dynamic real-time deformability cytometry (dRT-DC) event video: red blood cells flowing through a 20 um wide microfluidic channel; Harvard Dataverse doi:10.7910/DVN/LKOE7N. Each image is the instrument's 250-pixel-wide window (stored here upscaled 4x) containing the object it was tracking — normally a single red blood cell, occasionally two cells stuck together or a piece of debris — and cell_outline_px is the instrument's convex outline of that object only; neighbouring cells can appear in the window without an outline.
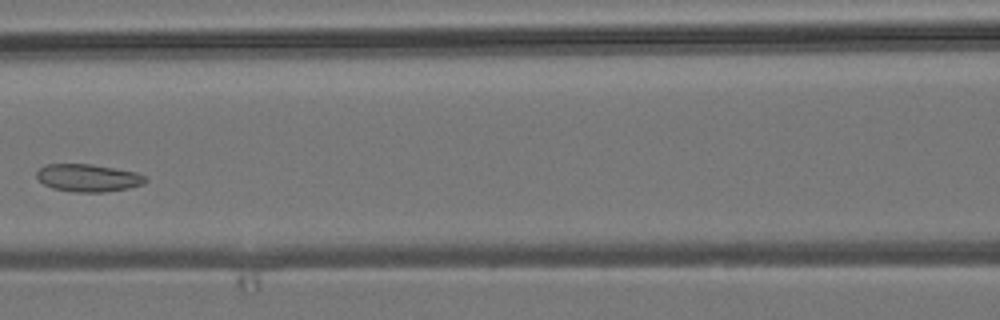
{"species": "common noctule bat (a hibernating species)", "species_latin": "Nyctalus noctula", "temperature_condition": "room temperature", "stored_images_in_passage": 7, "camera_frame_rate_fps": 3000, "um_per_image_px": 0.085, "animal": {"sex": "male", "body_mass_g": 19.2, "forearm_length_mm": 51.8}, "frame": {"image": 1, "passage_image": 6, "time_ms": 6.0, "image_size_px": [1000, 320], "cell_outline_px": [[148, 180], [144, 184], [128, 188], [104, 192], [76, 192], [52, 188], [44, 184], [36, 176], [36, 172], [40, 168], [48, 164], [92, 164], [136, 172], [144, 176]], "centroid_in_image_um": [7.5, 15.12], "position_along_channel_um": 159.1, "area_um2": 17.4}}
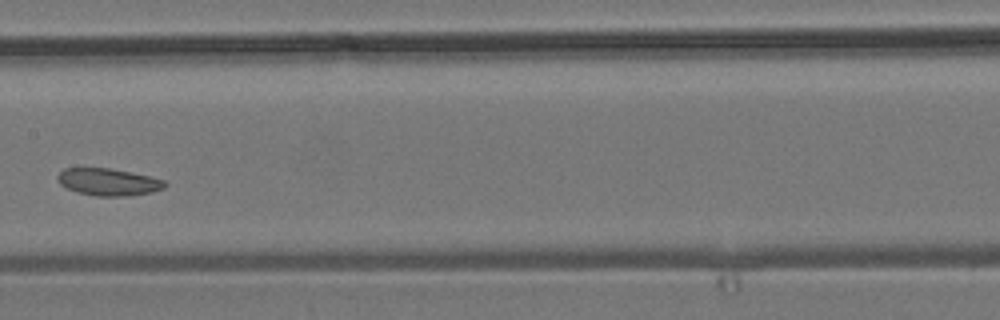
{"frame": {"image": 2, "passage_image": 7, "time_ms": 7.0, "image_size_px": [1000, 320], "cell_outline_px": [[168, 184], [164, 188], [152, 192], [124, 196], [96, 196], [76, 192], [60, 184], [56, 176], [64, 168], [108, 168], [148, 176], [164, 180]], "centroid_in_image_um": [9.2, 15.47], "position_along_channel_um": 198.2, "area_um2": 16.82}}